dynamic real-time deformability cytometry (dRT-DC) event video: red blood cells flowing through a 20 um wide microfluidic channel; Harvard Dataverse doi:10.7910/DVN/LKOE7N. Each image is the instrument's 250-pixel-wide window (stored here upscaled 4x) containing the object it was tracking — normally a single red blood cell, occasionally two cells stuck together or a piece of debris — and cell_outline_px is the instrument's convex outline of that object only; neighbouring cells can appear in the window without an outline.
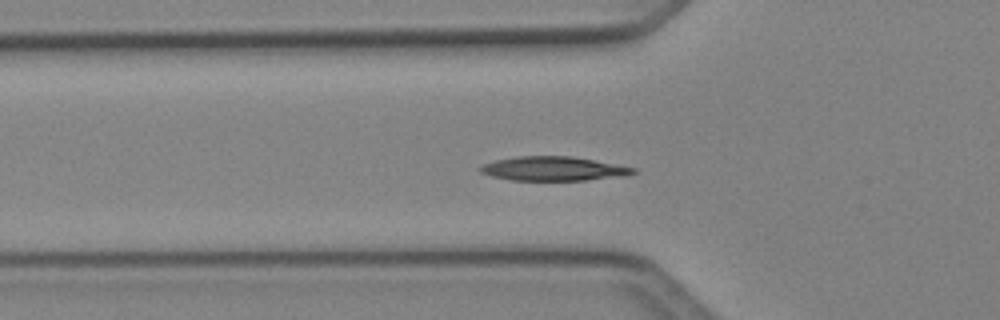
{"species": "Egyptian fruit bat (a non-hibernating species)", "species_latin": "Rousettus aegyptiacus", "temperature_condition": "cold", "stored_images_in_passage": 33, "camera_frame_rate_fps": 3000, "um_per_image_px": 0.085, "animal": {"sex": "female"}, "frame": {"image": 1, "passage_image": 11, "time_ms": 3.333, "image_size_px": [1000, 320], "cell_outline_px": [[636, 172], [624, 176], [588, 180], [512, 180], [492, 176], [480, 172], [480, 168], [484, 164], [496, 160], [516, 156], [572, 156], [636, 168]], "centroid_in_image_um": [47.05, 14.34], "position_along_channel_um": 78.7, "area_um2": 21.33}}
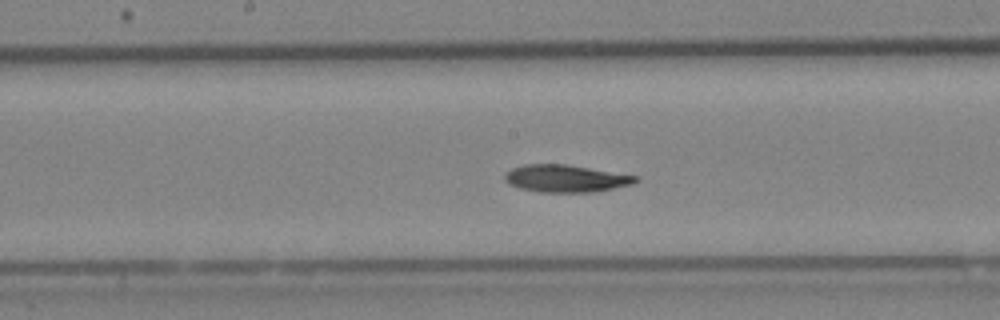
{"frame": {"image": 2, "passage_image": 20, "time_ms": 6.333, "image_size_px": [1000, 320], "cell_outline_px": [[640, 176], [632, 184], [596, 192], [540, 192], [520, 188], [508, 184], [504, 180], [504, 176], [512, 168], [524, 164], [568, 164]], "centroid_in_image_um": [48.09, 15.17], "position_along_channel_um": 200.1, "area_um2": 20.92}}
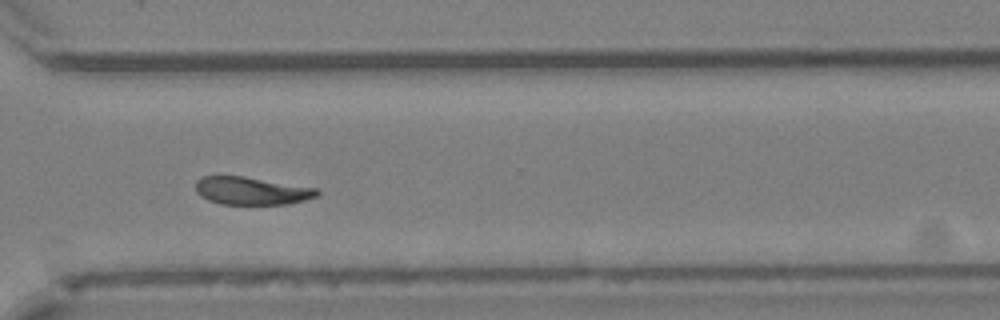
{"frame": {"image": 3, "passage_image": 31, "time_ms": 10.0, "image_size_px": [1000, 320], "cell_outline_px": [[320, 192], [316, 196], [304, 200], [288, 204], [220, 204], [208, 200], [200, 196], [196, 192], [196, 180], [200, 176], [244, 176], [316, 188]], "centroid_in_image_um": [21.34, 16.22], "position_along_channel_um": 349.3, "area_um2": 19.65}, "authors_computed_cell_mechanics": {"area_um2": 20.9814, "velocity_mm_per_s": 4.0538, "shape_relaxation_time_tau1_ms": 4.908, "shape_relaxation_time_tau2_ms": null, "deformation_change_tau1": 0.1275, "deformation_change_tau2": null}}